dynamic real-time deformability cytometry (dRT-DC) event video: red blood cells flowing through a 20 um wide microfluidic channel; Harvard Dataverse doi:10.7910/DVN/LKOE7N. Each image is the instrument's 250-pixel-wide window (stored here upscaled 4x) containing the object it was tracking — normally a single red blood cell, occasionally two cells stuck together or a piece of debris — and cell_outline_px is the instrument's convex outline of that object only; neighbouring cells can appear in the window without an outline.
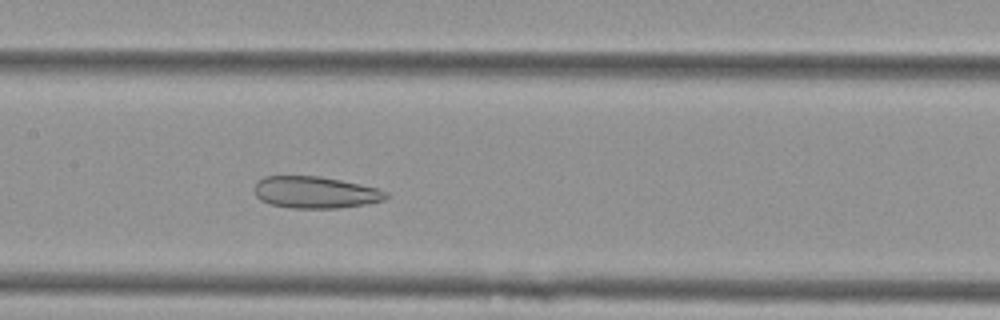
{"species": "Egyptian fruit bat (a non-hibernating species)", "species_latin": "Rousettus aegyptiacus", "temperature_condition": "cold", "stored_images_in_passage": 46, "camera_frame_rate_fps": 3000, "um_per_image_px": 0.085, "animal": {"sex": "female"}, "frame": {"image": 1, "passage_image": 18, "time_ms": 5.667, "image_size_px": [1000, 320], "cell_outline_px": [[388, 196], [384, 200], [368, 204], [340, 208], [292, 208], [272, 204], [260, 200], [256, 196], [256, 184], [264, 176], [320, 176], [360, 184], [376, 188], [388, 192]], "centroid_in_image_um": [26.84, 16.35], "position_along_channel_um": 180.6, "area_um2": 24.28}}
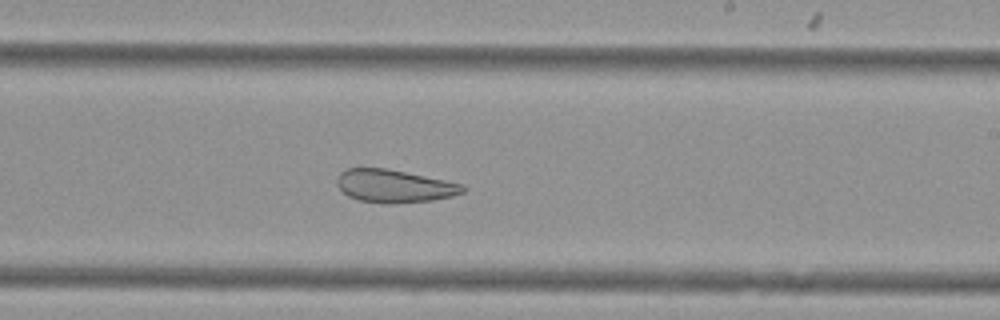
{"frame": {"image": 2, "passage_image": 24, "time_ms": 7.667, "image_size_px": [1000, 320], "cell_outline_px": [[468, 188], [464, 192], [452, 196], [432, 200], [392, 204], [360, 200], [348, 196], [336, 184], [336, 180], [340, 172], [348, 168], [384, 168], [464, 184]], "centroid_in_image_um": [33.53, 15.82], "position_along_channel_um": 255.5, "area_um2": 23.93}}
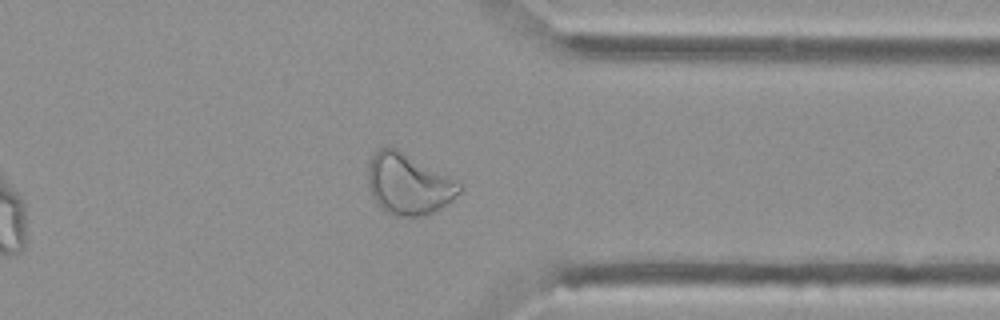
{"frame": {"image": 3, "passage_image": 34, "time_ms": 11.0, "image_size_px": [1000, 320], "cell_outline_px": [[464, 188], [448, 204], [424, 216], [396, 216], [384, 212], [376, 204], [368, 188], [368, 164], [376, 148], [388, 144], [396, 148], [460, 184]], "centroid_in_image_um": [34.64, 15.66], "position_along_channel_um": 376.8, "area_um2": 32.43}}